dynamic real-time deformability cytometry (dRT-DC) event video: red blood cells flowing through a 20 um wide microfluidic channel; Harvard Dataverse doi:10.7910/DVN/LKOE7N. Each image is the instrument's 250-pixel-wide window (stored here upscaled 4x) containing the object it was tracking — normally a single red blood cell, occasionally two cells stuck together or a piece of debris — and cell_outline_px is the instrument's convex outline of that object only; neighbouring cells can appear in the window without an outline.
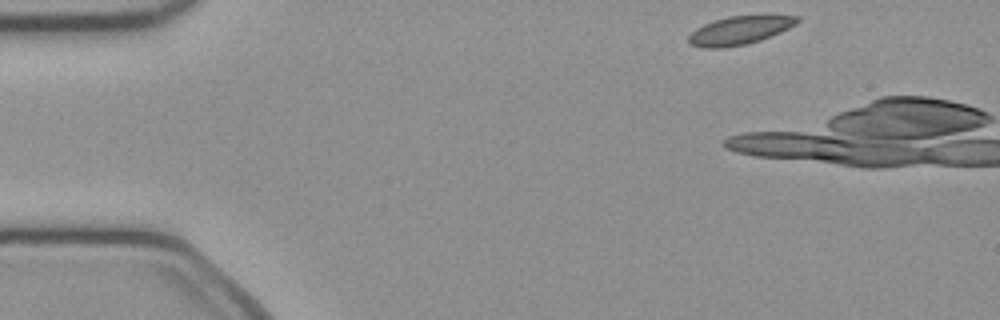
{"species": "common noctule bat (a hibernating species)", "species_latin": "Nyctalus noctula", "temperature_condition": "cold", "stored_images_in_passage": 3, "camera_frame_rate_fps": 3000, "um_per_image_px": 0.085, "animal": {"sex": "female", "body_mass_g": 21.9}, "frame": {"image": 1, "passage_image": 1, "time_ms": 0.0, "image_size_px": [1000, 320], "cell_outline_px": [[800, 20], [796, 24], [780, 32], [760, 40], [748, 44], [724, 48], [704, 48], [688, 44], [688, 36], [696, 28], [704, 24], [728, 16], [800, 16]], "centroid_in_image_um": [62.83, 2.6], "position_along_channel_um": 22.2, "area_um2": 17.8}}